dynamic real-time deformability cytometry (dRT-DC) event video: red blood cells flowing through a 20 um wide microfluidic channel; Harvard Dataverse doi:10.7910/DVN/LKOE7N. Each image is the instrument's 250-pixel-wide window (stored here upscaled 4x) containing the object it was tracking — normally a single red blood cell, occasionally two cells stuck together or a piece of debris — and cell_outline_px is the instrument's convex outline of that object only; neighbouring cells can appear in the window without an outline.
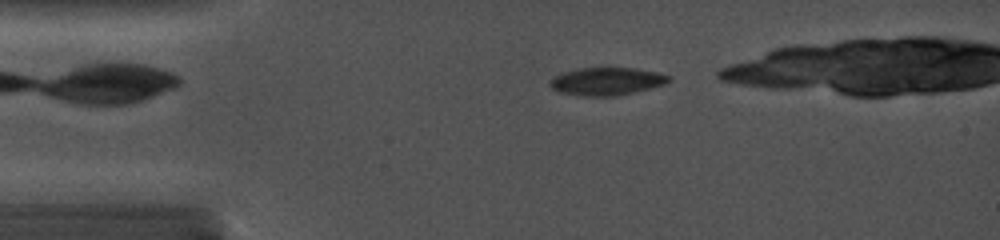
{"species": "common noctule bat (a hibernating species)", "species_latin": "Nyctalus noctula", "temperature_condition": "cold", "stored_images_in_passage": 31, "camera_frame_rate_fps": 5000, "um_per_image_px": 0.085, "animal": {"sex": "female", "body_mass_g": 19.0, "forearm_length_mm": 56.7}, "frame": {"image": 1, "passage_image": 4, "time_ms": 0.8, "image_size_px": [1000, 240], "cell_outline_px": [[672, 80], [664, 84], [636, 92], [616, 96], [584, 96], [560, 92], [552, 88], [548, 84], [548, 80], [564, 72], [576, 68], [636, 68], [656, 72], [672, 76]], "centroid_in_image_um": [51.58, 6.91], "position_along_channel_um": 33.4, "area_um2": 19.31}}
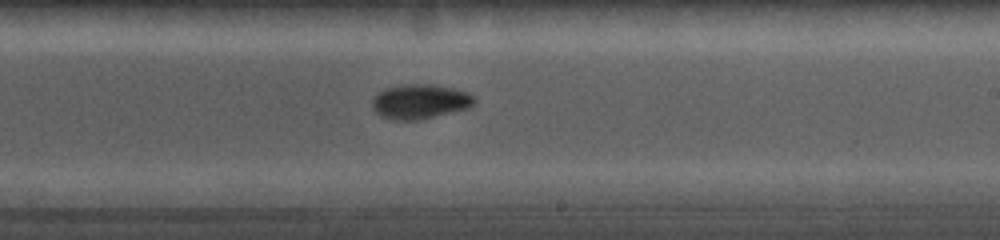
{"frame": {"image": 2, "passage_image": 22, "time_ms": 7.2, "image_size_px": [1000, 240], "cell_outline_px": [[476, 104], [468, 108], [420, 120], [396, 120], [380, 116], [372, 108], [372, 96], [384, 88], [404, 84], [432, 84], [452, 88], [468, 92], [476, 96]], "centroid_in_image_um": [35.7, 8.62], "position_along_channel_um": 253.3, "area_um2": 20.92}}
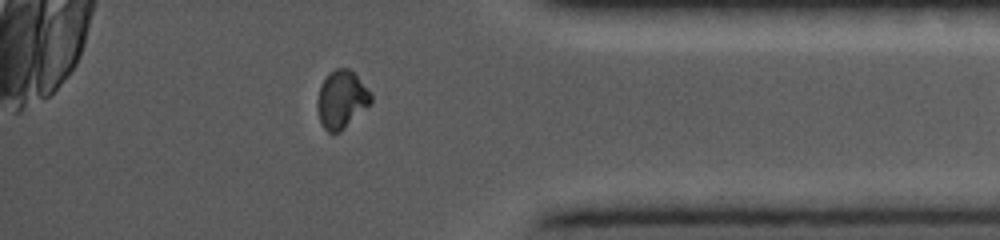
{"frame": {"image": 3, "passage_image": 30, "time_ms": 11.2, "image_size_px": [1000, 240], "cell_outline_px": [[372, 104], [340, 132], [328, 132], [324, 128], [320, 120], [316, 104], [316, 100], [320, 84], [328, 72], [336, 68], [348, 68], [372, 92]], "centroid_in_image_um": [29.03, 8.45], "position_along_channel_um": 406.2, "area_um2": 18.32}}